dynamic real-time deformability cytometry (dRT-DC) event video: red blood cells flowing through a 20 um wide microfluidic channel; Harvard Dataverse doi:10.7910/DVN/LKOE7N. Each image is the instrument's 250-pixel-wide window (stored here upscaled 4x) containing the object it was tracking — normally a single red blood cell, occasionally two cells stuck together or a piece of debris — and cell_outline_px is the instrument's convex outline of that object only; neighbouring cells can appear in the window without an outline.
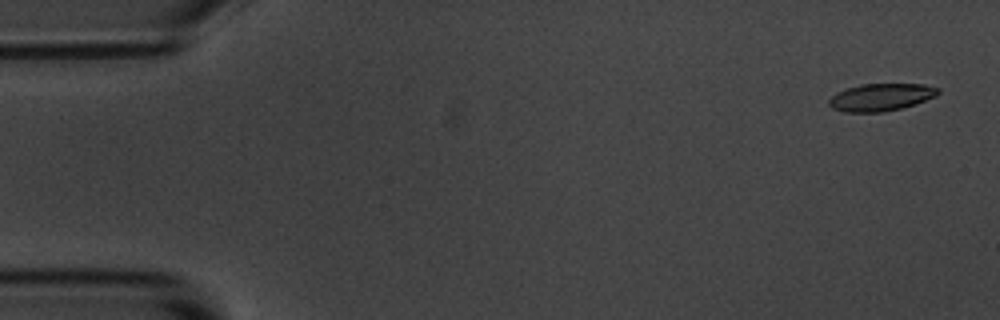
{"species": "common noctule bat (a hibernating species)", "species_latin": "Nyctalus noctula", "temperature_condition": "room temperature", "stored_images_in_passage": 54, "camera_frame_rate_fps": 3000, "um_per_image_px": 0.085, "animal": {"sex": "male", "body_mass_g": 20.1, "forearm_length_mm": 53.5}, "frame": {"image": 1, "passage_image": 2, "time_ms": 0.333, "image_size_px": [1000, 320], "cell_outline_px": [[940, 92], [936, 96], [900, 108], [884, 112], [844, 112], [832, 108], [828, 104], [828, 100], [836, 92], [844, 88], [860, 84], [924, 84], [940, 88]], "centroid_in_image_um": [74.84, 8.25], "position_along_channel_um": 10.2, "area_um2": 17.46}}
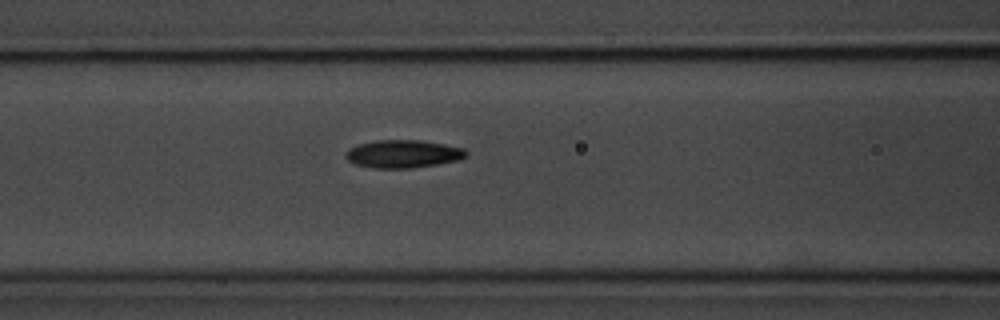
{"frame": {"image": 2, "passage_image": 22, "time_ms": 7.0, "image_size_px": [1000, 320], "cell_outline_px": [[468, 156], [460, 160], [412, 168], [372, 168], [356, 164], [348, 160], [344, 156], [344, 152], [348, 148], [356, 144], [376, 140], [420, 140], [444, 144], [464, 148], [468, 152]], "centroid_in_image_um": [34.25, 13.07], "position_along_channel_um": 132.4, "area_um2": 19.83}}
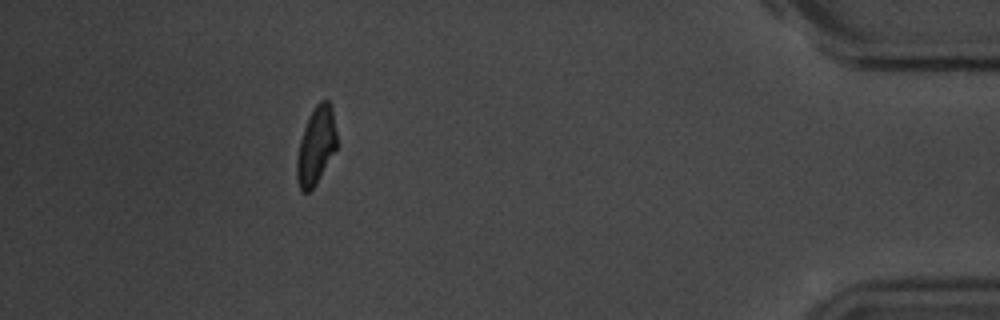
{"frame": {"image": 3, "passage_image": 49, "time_ms": 16.0, "image_size_px": [1000, 320], "cell_outline_px": [[336, 148], [316, 184], [308, 192], [300, 192], [296, 180], [296, 156], [300, 140], [308, 116], [316, 104], [320, 100], [328, 100], [332, 108], [336, 132]], "centroid_in_image_um": [26.83, 12.4], "position_along_channel_um": 408.4, "area_um2": 18.09}, "authors_computed_cell_mechanics": {"area_um2": 18.785, "velocity_mm_per_s": 3.6754, "shape_relaxation_time_tau1_ms": 2.7838, "shape_relaxation_time_tau2_ms": 2.5884, "deformation_change_tau1": 0.1218, "deformation_change_tau2": 0.0814}}